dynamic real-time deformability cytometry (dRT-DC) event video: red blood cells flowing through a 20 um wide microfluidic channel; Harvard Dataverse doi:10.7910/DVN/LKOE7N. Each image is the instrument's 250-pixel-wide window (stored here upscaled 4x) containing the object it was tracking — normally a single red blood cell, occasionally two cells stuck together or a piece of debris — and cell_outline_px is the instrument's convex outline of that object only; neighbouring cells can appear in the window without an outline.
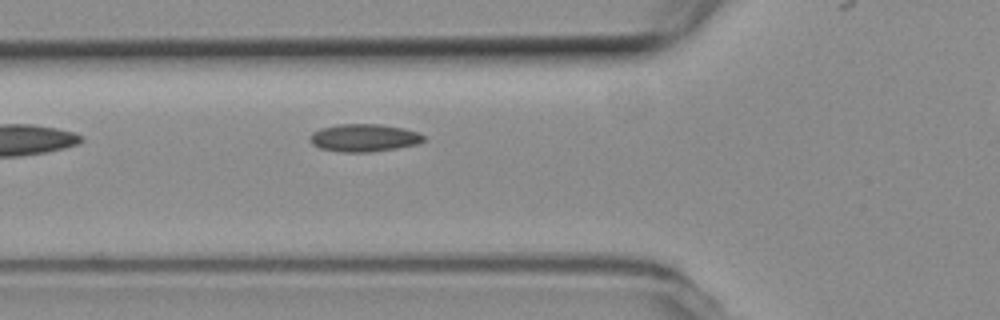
{"species": "common noctule bat (a hibernating species)", "species_latin": "Nyctalus noctula", "temperature_condition": "room temperature", "stored_images_in_passage": 7, "camera_frame_rate_fps": 3000, "um_per_image_px": 0.085, "animal": {"sex": "female", "body_mass_g": 19.3, "forearm_length_mm": 54.1}, "frame": {"image": 1, "passage_image": 3, "time_ms": 0.667, "image_size_px": [1000, 320], "cell_outline_px": [[424, 140], [416, 144], [396, 148], [368, 152], [340, 152], [320, 148], [312, 144], [308, 140], [308, 136], [312, 132], [320, 128], [336, 124], [380, 124], [404, 128], [420, 132], [424, 136]], "centroid_in_image_um": [30.9, 11.7], "position_along_channel_um": 94.9, "area_um2": 18.5}}